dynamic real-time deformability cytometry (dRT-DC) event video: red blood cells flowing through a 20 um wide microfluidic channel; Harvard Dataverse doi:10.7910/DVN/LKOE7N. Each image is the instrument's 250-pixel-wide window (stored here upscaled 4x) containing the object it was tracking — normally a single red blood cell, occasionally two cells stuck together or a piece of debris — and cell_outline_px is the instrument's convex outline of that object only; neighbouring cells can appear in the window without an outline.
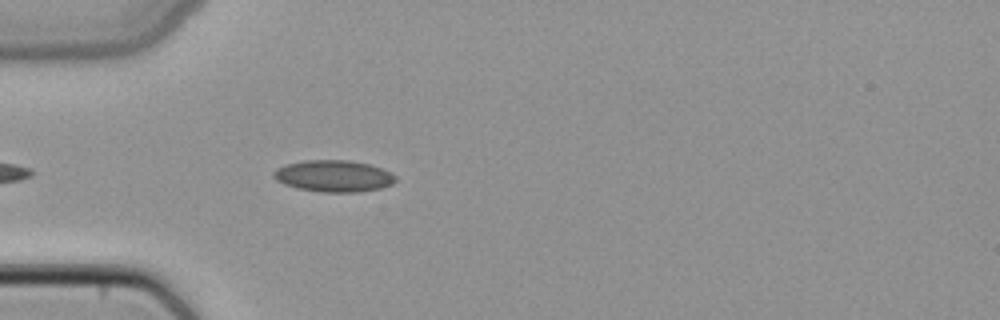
{"species": "common noctule bat (a hibernating species)", "species_latin": "Nyctalus noctula", "temperature_condition": "cold", "stored_images_in_passage": 10, "camera_frame_rate_fps": 3000, "um_per_image_px": 0.085, "animal": {"sex": "female", "body_mass_g": 22.7, "forearm_length_mm": 54.2}, "frame": {"image": 1, "passage_image": 4, "time_ms": 1.0, "image_size_px": [1000, 320], "cell_outline_px": [[396, 180], [392, 184], [380, 188], [356, 192], [324, 192], [300, 188], [284, 184], [276, 180], [272, 176], [272, 172], [276, 168], [288, 164], [304, 160], [348, 160], [368, 164], [392, 172], [396, 176]], "centroid_in_image_um": [28.36, 14.95], "position_along_channel_um": 56.6, "area_um2": 22.37}}